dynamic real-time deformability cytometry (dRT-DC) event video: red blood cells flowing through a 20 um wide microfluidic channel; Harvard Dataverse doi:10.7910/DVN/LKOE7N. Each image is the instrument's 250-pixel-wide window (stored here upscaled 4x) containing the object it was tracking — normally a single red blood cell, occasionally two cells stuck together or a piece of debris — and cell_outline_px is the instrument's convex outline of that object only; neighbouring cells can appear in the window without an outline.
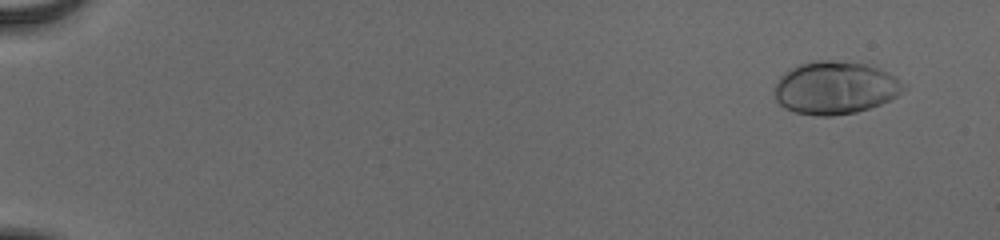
{"species": "human", "species_latin": "Homo sapiens", "temperature_condition": "cold", "stored_images_in_passage": 56, "camera_frame_rate_fps": 3000, "um_per_image_px": 0.085, "donor": {"sex": "male"}, "frame": {"image": 1, "passage_image": 4, "time_ms": 1.0, "image_size_px": [1000, 240], "cell_outline_px": [[908, 88], [896, 96], [880, 104], [856, 112], [832, 116], [816, 116], [796, 112], [784, 108], [776, 100], [772, 92], [780, 76], [784, 72], [800, 64], [816, 60], [832, 60], [864, 64], [876, 68], [896, 76]], "centroid_in_image_um": [70.96, 7.47], "position_along_channel_um": 14.0, "area_um2": 39.71}}
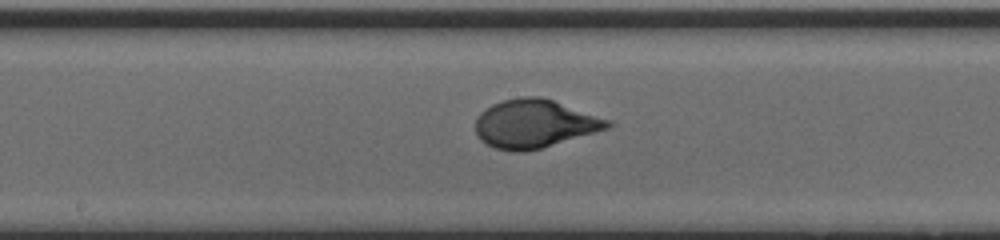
{"frame": {"image": 2, "passage_image": 32, "time_ms": 10.333, "image_size_px": [1000, 240], "cell_outline_px": [[616, 124], [612, 128], [540, 148], [524, 152], [512, 152], [496, 148], [480, 140], [476, 132], [476, 120], [480, 112], [492, 104], [504, 100], [520, 96], [540, 96], [612, 120]], "centroid_in_image_um": [45.48, 10.52], "position_along_channel_um": 202.7, "area_um2": 37.4}}
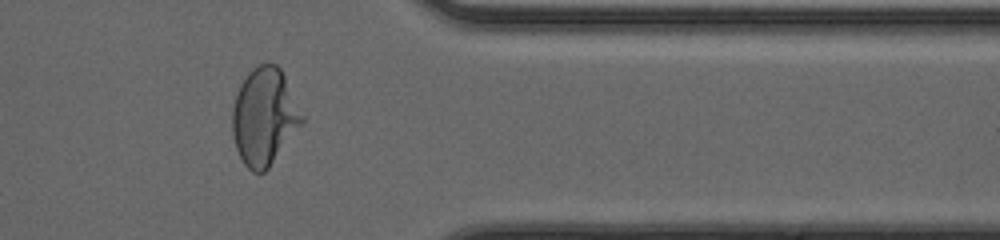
{"frame": {"image": 3, "passage_image": 47, "time_ms": 15.333, "image_size_px": [1000, 240], "cell_outline_px": [[304, 124], [268, 168], [264, 172], [252, 172], [244, 164], [236, 148], [232, 136], [232, 108], [240, 84], [248, 72], [252, 68], [260, 64], [276, 64], [280, 68], [304, 116]], "centroid_in_image_um": [22.47, 9.93], "position_along_channel_um": 388.9, "area_um2": 39.48}}